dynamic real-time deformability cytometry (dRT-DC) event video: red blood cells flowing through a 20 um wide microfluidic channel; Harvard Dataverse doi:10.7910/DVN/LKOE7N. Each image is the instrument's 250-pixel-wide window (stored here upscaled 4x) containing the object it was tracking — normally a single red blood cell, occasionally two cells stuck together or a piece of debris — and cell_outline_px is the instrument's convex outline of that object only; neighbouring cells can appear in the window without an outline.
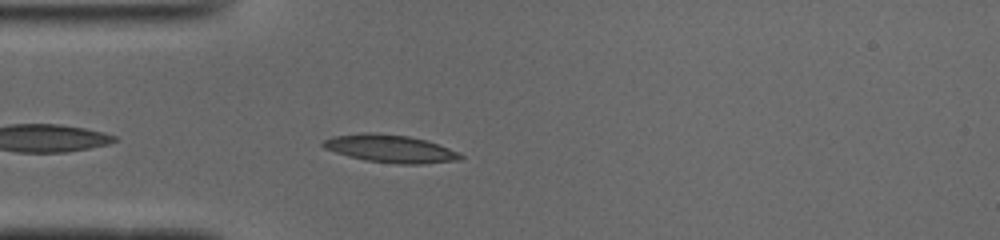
{"species": "common noctule bat (a hibernating species)", "species_latin": "Nyctalus noctula", "temperature_condition": "cold", "stored_images_in_passage": 29, "camera_frame_rate_fps": 3000, "um_per_image_px": 0.085, "animal": {"sex": "male", "body_mass_g": 19.0, "forearm_length_mm": 50.8}, "frame": {"image": 1, "passage_image": 1, "time_ms": 0.0, "image_size_px": [1000, 240], "cell_outline_px": [[464, 156], [460, 160], [420, 164], [400, 164], [364, 160], [348, 156], [324, 148], [320, 144], [324, 140], [332, 136], [364, 132], [372, 132], [408, 136], [424, 140], [460, 152]], "centroid_in_image_um": [33.15, 12.63], "position_along_channel_um": 51.8, "area_um2": 22.14}}
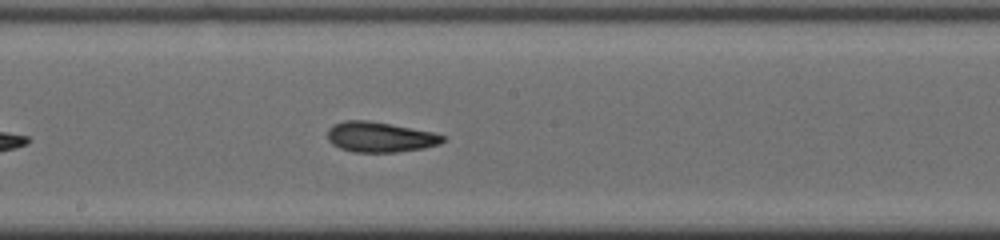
{"frame": {"image": 2, "passage_image": 14, "time_ms": 4.333, "image_size_px": [1000, 240], "cell_outline_px": [[444, 140], [440, 144], [424, 148], [396, 152], [352, 152], [340, 148], [332, 144], [328, 140], [328, 128], [332, 124], [344, 120], [368, 120], [432, 132], [444, 136]], "centroid_in_image_um": [32.25, 11.65], "position_along_channel_um": 215.9, "area_um2": 20.29}}
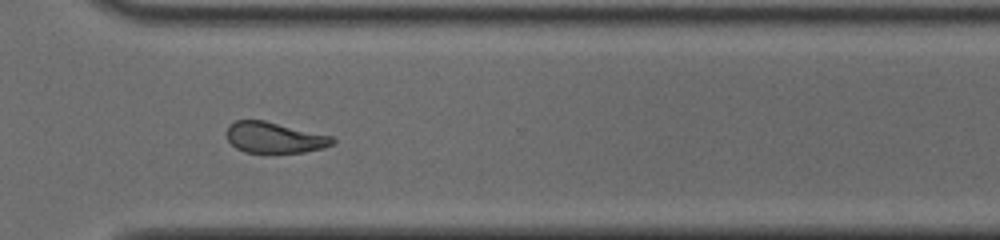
{"frame": {"image": 3, "passage_image": 24, "time_ms": 7.667, "image_size_px": [1000, 240], "cell_outline_px": [[336, 140], [332, 144], [324, 148], [304, 152], [244, 152], [236, 148], [228, 140], [224, 132], [228, 124], [236, 120], [264, 120], [332, 136]], "centroid_in_image_um": [23.28, 11.68], "position_along_channel_um": 347.3, "area_um2": 19.13}, "authors_computed_cell_mechanics": {"area_um2": 19.941, "velocity_mm_per_s": 3.9271, "shape_relaxation_time_tau1_ms": 4.1644, "shape_relaxation_time_tau2_ms": 2.9929, "deformation_change_tau1": 0.1501, "deformation_change_tau2": 0.109}}